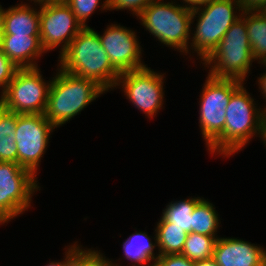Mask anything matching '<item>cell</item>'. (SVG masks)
<instances>
[{
	"mask_svg": "<svg viewBox=\"0 0 266 266\" xmlns=\"http://www.w3.org/2000/svg\"><path fill=\"white\" fill-rule=\"evenodd\" d=\"M59 58L58 66L65 72L93 80L106 92L116 88L120 73L102 47L99 33L89 26L80 30Z\"/></svg>",
	"mask_w": 266,
	"mask_h": 266,
	"instance_id": "obj_1",
	"label": "cell"
},
{
	"mask_svg": "<svg viewBox=\"0 0 266 266\" xmlns=\"http://www.w3.org/2000/svg\"><path fill=\"white\" fill-rule=\"evenodd\" d=\"M243 84L232 94L227 105L223 133L207 148L211 154L231 156L246 146L254 135L262 139L266 110L259 107Z\"/></svg>",
	"mask_w": 266,
	"mask_h": 266,
	"instance_id": "obj_2",
	"label": "cell"
},
{
	"mask_svg": "<svg viewBox=\"0 0 266 266\" xmlns=\"http://www.w3.org/2000/svg\"><path fill=\"white\" fill-rule=\"evenodd\" d=\"M105 92L95 81L58 68L52 77L44 116L58 128Z\"/></svg>",
	"mask_w": 266,
	"mask_h": 266,
	"instance_id": "obj_3",
	"label": "cell"
},
{
	"mask_svg": "<svg viewBox=\"0 0 266 266\" xmlns=\"http://www.w3.org/2000/svg\"><path fill=\"white\" fill-rule=\"evenodd\" d=\"M164 0L151 2L138 16L141 25L167 47L189 53L191 39L192 9Z\"/></svg>",
	"mask_w": 266,
	"mask_h": 266,
	"instance_id": "obj_4",
	"label": "cell"
},
{
	"mask_svg": "<svg viewBox=\"0 0 266 266\" xmlns=\"http://www.w3.org/2000/svg\"><path fill=\"white\" fill-rule=\"evenodd\" d=\"M254 58L246 21L240 17L222 37L218 47L204 61L210 67L208 75L214 78L246 80ZM210 65V66H208Z\"/></svg>",
	"mask_w": 266,
	"mask_h": 266,
	"instance_id": "obj_5",
	"label": "cell"
},
{
	"mask_svg": "<svg viewBox=\"0 0 266 266\" xmlns=\"http://www.w3.org/2000/svg\"><path fill=\"white\" fill-rule=\"evenodd\" d=\"M241 16L242 10L238 0H211L208 4L192 9V20L195 17L198 19L196 30L191 33L193 38L189 44L192 47L190 49L196 51L197 56L204 62L218 47L226 31Z\"/></svg>",
	"mask_w": 266,
	"mask_h": 266,
	"instance_id": "obj_6",
	"label": "cell"
},
{
	"mask_svg": "<svg viewBox=\"0 0 266 266\" xmlns=\"http://www.w3.org/2000/svg\"><path fill=\"white\" fill-rule=\"evenodd\" d=\"M237 79L207 76L200 94L199 127L208 148L224 131L227 105L242 85Z\"/></svg>",
	"mask_w": 266,
	"mask_h": 266,
	"instance_id": "obj_7",
	"label": "cell"
},
{
	"mask_svg": "<svg viewBox=\"0 0 266 266\" xmlns=\"http://www.w3.org/2000/svg\"><path fill=\"white\" fill-rule=\"evenodd\" d=\"M40 69H18L0 96V105L17 114H44L52 80L45 81Z\"/></svg>",
	"mask_w": 266,
	"mask_h": 266,
	"instance_id": "obj_8",
	"label": "cell"
},
{
	"mask_svg": "<svg viewBox=\"0 0 266 266\" xmlns=\"http://www.w3.org/2000/svg\"><path fill=\"white\" fill-rule=\"evenodd\" d=\"M37 182L36 176L19 164L0 162L1 225L30 208L33 193L40 188Z\"/></svg>",
	"mask_w": 266,
	"mask_h": 266,
	"instance_id": "obj_9",
	"label": "cell"
},
{
	"mask_svg": "<svg viewBox=\"0 0 266 266\" xmlns=\"http://www.w3.org/2000/svg\"><path fill=\"white\" fill-rule=\"evenodd\" d=\"M53 126L44 114H17L15 143L18 164L37 176L41 158L45 154Z\"/></svg>",
	"mask_w": 266,
	"mask_h": 266,
	"instance_id": "obj_10",
	"label": "cell"
},
{
	"mask_svg": "<svg viewBox=\"0 0 266 266\" xmlns=\"http://www.w3.org/2000/svg\"><path fill=\"white\" fill-rule=\"evenodd\" d=\"M40 6V40L47 52L60 44V55L77 36L82 25L77 21L71 8L64 1L34 2Z\"/></svg>",
	"mask_w": 266,
	"mask_h": 266,
	"instance_id": "obj_11",
	"label": "cell"
},
{
	"mask_svg": "<svg viewBox=\"0 0 266 266\" xmlns=\"http://www.w3.org/2000/svg\"><path fill=\"white\" fill-rule=\"evenodd\" d=\"M164 74L154 72L150 67L120 74L117 86H122L125 96L149 118L155 117L163 106Z\"/></svg>",
	"mask_w": 266,
	"mask_h": 266,
	"instance_id": "obj_12",
	"label": "cell"
},
{
	"mask_svg": "<svg viewBox=\"0 0 266 266\" xmlns=\"http://www.w3.org/2000/svg\"><path fill=\"white\" fill-rule=\"evenodd\" d=\"M99 39L112 66L120 73L144 68L141 61V46L133 30L121 25H107ZM142 62V63H141Z\"/></svg>",
	"mask_w": 266,
	"mask_h": 266,
	"instance_id": "obj_13",
	"label": "cell"
},
{
	"mask_svg": "<svg viewBox=\"0 0 266 266\" xmlns=\"http://www.w3.org/2000/svg\"><path fill=\"white\" fill-rule=\"evenodd\" d=\"M213 259L219 266H265L266 250L237 238H218Z\"/></svg>",
	"mask_w": 266,
	"mask_h": 266,
	"instance_id": "obj_14",
	"label": "cell"
},
{
	"mask_svg": "<svg viewBox=\"0 0 266 266\" xmlns=\"http://www.w3.org/2000/svg\"><path fill=\"white\" fill-rule=\"evenodd\" d=\"M0 49L19 69L37 68L35 61L46 53L40 36H0Z\"/></svg>",
	"mask_w": 266,
	"mask_h": 266,
	"instance_id": "obj_15",
	"label": "cell"
},
{
	"mask_svg": "<svg viewBox=\"0 0 266 266\" xmlns=\"http://www.w3.org/2000/svg\"><path fill=\"white\" fill-rule=\"evenodd\" d=\"M34 9L22 2L5 9L1 36H40V8Z\"/></svg>",
	"mask_w": 266,
	"mask_h": 266,
	"instance_id": "obj_16",
	"label": "cell"
},
{
	"mask_svg": "<svg viewBox=\"0 0 266 266\" xmlns=\"http://www.w3.org/2000/svg\"><path fill=\"white\" fill-rule=\"evenodd\" d=\"M155 243L151 241V236H148L147 233L139 231L130 235L123 242L124 249V258L134 262L133 266H145L148 262L156 260L160 255L155 256L154 248L158 247L156 233L154 235ZM114 266H119L117 263H113ZM152 266V265H147Z\"/></svg>",
	"mask_w": 266,
	"mask_h": 266,
	"instance_id": "obj_17",
	"label": "cell"
},
{
	"mask_svg": "<svg viewBox=\"0 0 266 266\" xmlns=\"http://www.w3.org/2000/svg\"><path fill=\"white\" fill-rule=\"evenodd\" d=\"M254 60L266 62V13L242 12Z\"/></svg>",
	"mask_w": 266,
	"mask_h": 266,
	"instance_id": "obj_18",
	"label": "cell"
},
{
	"mask_svg": "<svg viewBox=\"0 0 266 266\" xmlns=\"http://www.w3.org/2000/svg\"><path fill=\"white\" fill-rule=\"evenodd\" d=\"M158 254L170 255V254H181L184 243L187 237L186 232L173 225V223L168 222L163 216L157 223L155 228Z\"/></svg>",
	"mask_w": 266,
	"mask_h": 266,
	"instance_id": "obj_19",
	"label": "cell"
},
{
	"mask_svg": "<svg viewBox=\"0 0 266 266\" xmlns=\"http://www.w3.org/2000/svg\"><path fill=\"white\" fill-rule=\"evenodd\" d=\"M17 113L10 112L0 105V162L18 164V151L15 143Z\"/></svg>",
	"mask_w": 266,
	"mask_h": 266,
	"instance_id": "obj_20",
	"label": "cell"
},
{
	"mask_svg": "<svg viewBox=\"0 0 266 266\" xmlns=\"http://www.w3.org/2000/svg\"><path fill=\"white\" fill-rule=\"evenodd\" d=\"M218 218L214 205L202 197L191 214V232L218 239L216 233L220 225Z\"/></svg>",
	"mask_w": 266,
	"mask_h": 266,
	"instance_id": "obj_21",
	"label": "cell"
},
{
	"mask_svg": "<svg viewBox=\"0 0 266 266\" xmlns=\"http://www.w3.org/2000/svg\"><path fill=\"white\" fill-rule=\"evenodd\" d=\"M200 197L188 198L170 202L163 209L162 216L173 225L182 228L186 233L191 232V214L195 205L201 200Z\"/></svg>",
	"mask_w": 266,
	"mask_h": 266,
	"instance_id": "obj_22",
	"label": "cell"
},
{
	"mask_svg": "<svg viewBox=\"0 0 266 266\" xmlns=\"http://www.w3.org/2000/svg\"><path fill=\"white\" fill-rule=\"evenodd\" d=\"M216 240L212 236L190 232L187 234L181 254L193 262L213 258Z\"/></svg>",
	"mask_w": 266,
	"mask_h": 266,
	"instance_id": "obj_23",
	"label": "cell"
},
{
	"mask_svg": "<svg viewBox=\"0 0 266 266\" xmlns=\"http://www.w3.org/2000/svg\"><path fill=\"white\" fill-rule=\"evenodd\" d=\"M73 266H114L113 262L100 251L91 249H82L81 246L74 244Z\"/></svg>",
	"mask_w": 266,
	"mask_h": 266,
	"instance_id": "obj_24",
	"label": "cell"
},
{
	"mask_svg": "<svg viewBox=\"0 0 266 266\" xmlns=\"http://www.w3.org/2000/svg\"><path fill=\"white\" fill-rule=\"evenodd\" d=\"M101 0H64V2L71 8L77 21L82 27H87L86 20L90 15L100 7Z\"/></svg>",
	"mask_w": 266,
	"mask_h": 266,
	"instance_id": "obj_25",
	"label": "cell"
},
{
	"mask_svg": "<svg viewBox=\"0 0 266 266\" xmlns=\"http://www.w3.org/2000/svg\"><path fill=\"white\" fill-rule=\"evenodd\" d=\"M156 0H103L102 10H126L138 16L151 2Z\"/></svg>",
	"mask_w": 266,
	"mask_h": 266,
	"instance_id": "obj_26",
	"label": "cell"
},
{
	"mask_svg": "<svg viewBox=\"0 0 266 266\" xmlns=\"http://www.w3.org/2000/svg\"><path fill=\"white\" fill-rule=\"evenodd\" d=\"M17 68L14 63L0 49V89L1 94L7 89L8 84L13 79Z\"/></svg>",
	"mask_w": 266,
	"mask_h": 266,
	"instance_id": "obj_27",
	"label": "cell"
},
{
	"mask_svg": "<svg viewBox=\"0 0 266 266\" xmlns=\"http://www.w3.org/2000/svg\"><path fill=\"white\" fill-rule=\"evenodd\" d=\"M152 263V266H194L195 262L182 254H170L159 256Z\"/></svg>",
	"mask_w": 266,
	"mask_h": 266,
	"instance_id": "obj_28",
	"label": "cell"
},
{
	"mask_svg": "<svg viewBox=\"0 0 266 266\" xmlns=\"http://www.w3.org/2000/svg\"><path fill=\"white\" fill-rule=\"evenodd\" d=\"M242 12H261L266 9V0H238Z\"/></svg>",
	"mask_w": 266,
	"mask_h": 266,
	"instance_id": "obj_29",
	"label": "cell"
},
{
	"mask_svg": "<svg viewBox=\"0 0 266 266\" xmlns=\"http://www.w3.org/2000/svg\"><path fill=\"white\" fill-rule=\"evenodd\" d=\"M73 257H74V244L69 246V248L67 247L63 261L61 262L52 261L45 266H73Z\"/></svg>",
	"mask_w": 266,
	"mask_h": 266,
	"instance_id": "obj_30",
	"label": "cell"
},
{
	"mask_svg": "<svg viewBox=\"0 0 266 266\" xmlns=\"http://www.w3.org/2000/svg\"><path fill=\"white\" fill-rule=\"evenodd\" d=\"M210 1L211 0H182L183 6L190 8V9H195L202 5L208 4Z\"/></svg>",
	"mask_w": 266,
	"mask_h": 266,
	"instance_id": "obj_31",
	"label": "cell"
},
{
	"mask_svg": "<svg viewBox=\"0 0 266 266\" xmlns=\"http://www.w3.org/2000/svg\"><path fill=\"white\" fill-rule=\"evenodd\" d=\"M261 64H264L266 67V62H263ZM258 85L259 89L261 90V93L263 94L262 96H264L263 98H265L266 100V71L261 77H258ZM264 109L266 110V107H264Z\"/></svg>",
	"mask_w": 266,
	"mask_h": 266,
	"instance_id": "obj_32",
	"label": "cell"
},
{
	"mask_svg": "<svg viewBox=\"0 0 266 266\" xmlns=\"http://www.w3.org/2000/svg\"><path fill=\"white\" fill-rule=\"evenodd\" d=\"M194 266H219L213 258L207 260L196 261Z\"/></svg>",
	"mask_w": 266,
	"mask_h": 266,
	"instance_id": "obj_33",
	"label": "cell"
},
{
	"mask_svg": "<svg viewBox=\"0 0 266 266\" xmlns=\"http://www.w3.org/2000/svg\"><path fill=\"white\" fill-rule=\"evenodd\" d=\"M4 14H5V9L2 8V6L0 5V36L3 33Z\"/></svg>",
	"mask_w": 266,
	"mask_h": 266,
	"instance_id": "obj_34",
	"label": "cell"
},
{
	"mask_svg": "<svg viewBox=\"0 0 266 266\" xmlns=\"http://www.w3.org/2000/svg\"><path fill=\"white\" fill-rule=\"evenodd\" d=\"M262 140H263L264 144L266 145V124H265V126H264L263 135H262Z\"/></svg>",
	"mask_w": 266,
	"mask_h": 266,
	"instance_id": "obj_35",
	"label": "cell"
},
{
	"mask_svg": "<svg viewBox=\"0 0 266 266\" xmlns=\"http://www.w3.org/2000/svg\"><path fill=\"white\" fill-rule=\"evenodd\" d=\"M31 2L33 1V2H39V3H41V2H44V0H30Z\"/></svg>",
	"mask_w": 266,
	"mask_h": 266,
	"instance_id": "obj_36",
	"label": "cell"
},
{
	"mask_svg": "<svg viewBox=\"0 0 266 266\" xmlns=\"http://www.w3.org/2000/svg\"><path fill=\"white\" fill-rule=\"evenodd\" d=\"M47 1H64V0H44V2H47Z\"/></svg>",
	"mask_w": 266,
	"mask_h": 266,
	"instance_id": "obj_37",
	"label": "cell"
}]
</instances>
